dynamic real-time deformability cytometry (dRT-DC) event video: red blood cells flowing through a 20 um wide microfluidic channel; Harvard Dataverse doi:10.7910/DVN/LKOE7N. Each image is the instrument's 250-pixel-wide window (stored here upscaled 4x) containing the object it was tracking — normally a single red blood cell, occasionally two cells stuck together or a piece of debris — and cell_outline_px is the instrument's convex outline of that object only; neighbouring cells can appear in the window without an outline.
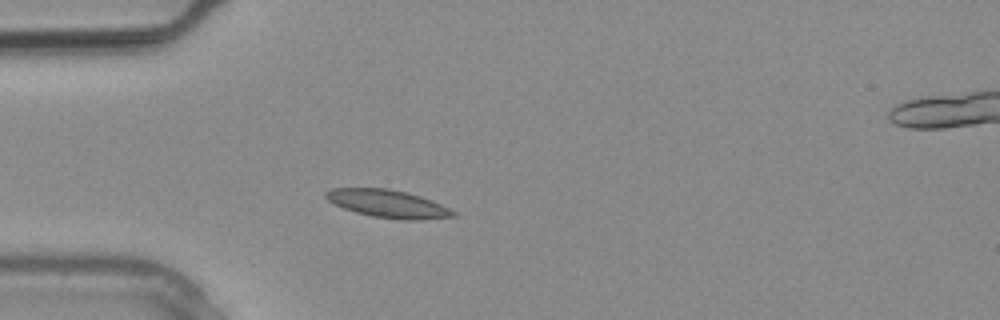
{"species": "common noctule bat (a hibernating species)", "species_latin": "Nyctalus noctula", "temperature_condition": "warm", "stored_images_in_passage": 4, "camera_frame_rate_fps": 3000, "um_per_image_px": 0.085, "animal": {"sex": "male", "body_mass_g": 20.4}, "frame": {"image": 1, "passage_image": 3, "time_ms": 0.667, "image_size_px": [1000, 320], "cell_outline_px": [[456, 216], [416, 220], [404, 220], [372, 216], [356, 212], [344, 208], [328, 200], [324, 196], [324, 192], [332, 188], [388, 188], [408, 192], [432, 200], [456, 212]], "centroid_in_image_um": [32.97, 17.31], "position_along_channel_um": 52.0, "area_um2": 20.52}}